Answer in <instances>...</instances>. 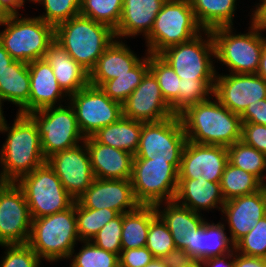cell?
I'll return each mask as SVG.
<instances>
[{
	"mask_svg": "<svg viewBox=\"0 0 266 267\" xmlns=\"http://www.w3.org/2000/svg\"><path fill=\"white\" fill-rule=\"evenodd\" d=\"M6 118L0 125V133L7 138L0 149V182H16L46 162L37 125L28 114H16L9 127Z\"/></svg>",
	"mask_w": 266,
	"mask_h": 267,
	"instance_id": "cell-1",
	"label": "cell"
},
{
	"mask_svg": "<svg viewBox=\"0 0 266 267\" xmlns=\"http://www.w3.org/2000/svg\"><path fill=\"white\" fill-rule=\"evenodd\" d=\"M213 98L191 105L179 114L185 135L193 143L231 146L242 138V120Z\"/></svg>",
	"mask_w": 266,
	"mask_h": 267,
	"instance_id": "cell-2",
	"label": "cell"
},
{
	"mask_svg": "<svg viewBox=\"0 0 266 267\" xmlns=\"http://www.w3.org/2000/svg\"><path fill=\"white\" fill-rule=\"evenodd\" d=\"M115 39L110 26L81 15L55 26L54 40L89 73Z\"/></svg>",
	"mask_w": 266,
	"mask_h": 267,
	"instance_id": "cell-3",
	"label": "cell"
},
{
	"mask_svg": "<svg viewBox=\"0 0 266 267\" xmlns=\"http://www.w3.org/2000/svg\"><path fill=\"white\" fill-rule=\"evenodd\" d=\"M80 242L77 231L76 201L66 210L32 219L27 244L42 260H69Z\"/></svg>",
	"mask_w": 266,
	"mask_h": 267,
	"instance_id": "cell-4",
	"label": "cell"
},
{
	"mask_svg": "<svg viewBox=\"0 0 266 267\" xmlns=\"http://www.w3.org/2000/svg\"><path fill=\"white\" fill-rule=\"evenodd\" d=\"M247 33H235L233 26L210 30L215 49V60L234 74H256L265 41L266 29L250 23ZM234 31V32H233Z\"/></svg>",
	"mask_w": 266,
	"mask_h": 267,
	"instance_id": "cell-5",
	"label": "cell"
},
{
	"mask_svg": "<svg viewBox=\"0 0 266 267\" xmlns=\"http://www.w3.org/2000/svg\"><path fill=\"white\" fill-rule=\"evenodd\" d=\"M20 16V17H19ZM11 15L0 26V43L14 60L30 63L42 59L55 39V27L39 17Z\"/></svg>",
	"mask_w": 266,
	"mask_h": 267,
	"instance_id": "cell-6",
	"label": "cell"
},
{
	"mask_svg": "<svg viewBox=\"0 0 266 267\" xmlns=\"http://www.w3.org/2000/svg\"><path fill=\"white\" fill-rule=\"evenodd\" d=\"M202 31L190 0H166L144 39L147 48L145 52L159 55L166 48L189 41Z\"/></svg>",
	"mask_w": 266,
	"mask_h": 267,
	"instance_id": "cell-7",
	"label": "cell"
},
{
	"mask_svg": "<svg viewBox=\"0 0 266 267\" xmlns=\"http://www.w3.org/2000/svg\"><path fill=\"white\" fill-rule=\"evenodd\" d=\"M16 184L24 193L31 219L66 210L75 202L47 161L20 177Z\"/></svg>",
	"mask_w": 266,
	"mask_h": 267,
	"instance_id": "cell-8",
	"label": "cell"
},
{
	"mask_svg": "<svg viewBox=\"0 0 266 267\" xmlns=\"http://www.w3.org/2000/svg\"><path fill=\"white\" fill-rule=\"evenodd\" d=\"M159 56L173 68L180 79L215 80L216 78L217 70L213 62L214 42L209 30H203L189 41L166 48Z\"/></svg>",
	"mask_w": 266,
	"mask_h": 267,
	"instance_id": "cell-9",
	"label": "cell"
},
{
	"mask_svg": "<svg viewBox=\"0 0 266 267\" xmlns=\"http://www.w3.org/2000/svg\"><path fill=\"white\" fill-rule=\"evenodd\" d=\"M68 105V106H67ZM35 122L45 159L85 141L70 104L47 107L28 114Z\"/></svg>",
	"mask_w": 266,
	"mask_h": 267,
	"instance_id": "cell-10",
	"label": "cell"
},
{
	"mask_svg": "<svg viewBox=\"0 0 266 267\" xmlns=\"http://www.w3.org/2000/svg\"><path fill=\"white\" fill-rule=\"evenodd\" d=\"M186 142L187 137L179 115L160 122H143L138 149L133 159L167 161L179 171Z\"/></svg>",
	"mask_w": 266,
	"mask_h": 267,
	"instance_id": "cell-11",
	"label": "cell"
},
{
	"mask_svg": "<svg viewBox=\"0 0 266 267\" xmlns=\"http://www.w3.org/2000/svg\"><path fill=\"white\" fill-rule=\"evenodd\" d=\"M131 184L140 205L174 201L178 186V170L167 161L133 159Z\"/></svg>",
	"mask_w": 266,
	"mask_h": 267,
	"instance_id": "cell-12",
	"label": "cell"
},
{
	"mask_svg": "<svg viewBox=\"0 0 266 267\" xmlns=\"http://www.w3.org/2000/svg\"><path fill=\"white\" fill-rule=\"evenodd\" d=\"M78 127L84 137L115 123L123 116L122 103L110 99L99 87L88 84L69 96Z\"/></svg>",
	"mask_w": 266,
	"mask_h": 267,
	"instance_id": "cell-13",
	"label": "cell"
},
{
	"mask_svg": "<svg viewBox=\"0 0 266 267\" xmlns=\"http://www.w3.org/2000/svg\"><path fill=\"white\" fill-rule=\"evenodd\" d=\"M32 219L16 182H0V245L27 244Z\"/></svg>",
	"mask_w": 266,
	"mask_h": 267,
	"instance_id": "cell-14",
	"label": "cell"
},
{
	"mask_svg": "<svg viewBox=\"0 0 266 267\" xmlns=\"http://www.w3.org/2000/svg\"><path fill=\"white\" fill-rule=\"evenodd\" d=\"M218 73L213 96L231 112L241 115L249 105L266 99V81L259 75Z\"/></svg>",
	"mask_w": 266,
	"mask_h": 267,
	"instance_id": "cell-15",
	"label": "cell"
},
{
	"mask_svg": "<svg viewBox=\"0 0 266 267\" xmlns=\"http://www.w3.org/2000/svg\"><path fill=\"white\" fill-rule=\"evenodd\" d=\"M46 161L54 169L63 187L75 201L95 179L85 142L57 152Z\"/></svg>",
	"mask_w": 266,
	"mask_h": 267,
	"instance_id": "cell-16",
	"label": "cell"
},
{
	"mask_svg": "<svg viewBox=\"0 0 266 267\" xmlns=\"http://www.w3.org/2000/svg\"><path fill=\"white\" fill-rule=\"evenodd\" d=\"M227 162V147L187 140L181 156L178 179L220 182Z\"/></svg>",
	"mask_w": 266,
	"mask_h": 267,
	"instance_id": "cell-17",
	"label": "cell"
},
{
	"mask_svg": "<svg viewBox=\"0 0 266 267\" xmlns=\"http://www.w3.org/2000/svg\"><path fill=\"white\" fill-rule=\"evenodd\" d=\"M122 109L124 117L144 123L160 122L174 116L171 107L161 94L156 77L150 70L122 103Z\"/></svg>",
	"mask_w": 266,
	"mask_h": 267,
	"instance_id": "cell-18",
	"label": "cell"
},
{
	"mask_svg": "<svg viewBox=\"0 0 266 267\" xmlns=\"http://www.w3.org/2000/svg\"><path fill=\"white\" fill-rule=\"evenodd\" d=\"M76 201L85 208H107L119 214L133 211L140 205L135 199L130 179L95 178Z\"/></svg>",
	"mask_w": 266,
	"mask_h": 267,
	"instance_id": "cell-19",
	"label": "cell"
},
{
	"mask_svg": "<svg viewBox=\"0 0 266 267\" xmlns=\"http://www.w3.org/2000/svg\"><path fill=\"white\" fill-rule=\"evenodd\" d=\"M221 213L224 217L221 220L227 221L229 237L235 245L255 227L258 220L266 216V193L261 189L253 194L225 201Z\"/></svg>",
	"mask_w": 266,
	"mask_h": 267,
	"instance_id": "cell-20",
	"label": "cell"
},
{
	"mask_svg": "<svg viewBox=\"0 0 266 267\" xmlns=\"http://www.w3.org/2000/svg\"><path fill=\"white\" fill-rule=\"evenodd\" d=\"M155 208L157 214L166 223L175 247L185 250L192 258L195 232L204 224L206 219L201 213L194 212L175 201L156 204Z\"/></svg>",
	"mask_w": 266,
	"mask_h": 267,
	"instance_id": "cell-21",
	"label": "cell"
},
{
	"mask_svg": "<svg viewBox=\"0 0 266 267\" xmlns=\"http://www.w3.org/2000/svg\"><path fill=\"white\" fill-rule=\"evenodd\" d=\"M28 68L30 75L29 113L47 107L61 106L63 101H69V96L60 87L52 67L45 58L31 61L28 63ZM64 97L67 99L65 100Z\"/></svg>",
	"mask_w": 266,
	"mask_h": 267,
	"instance_id": "cell-22",
	"label": "cell"
},
{
	"mask_svg": "<svg viewBox=\"0 0 266 267\" xmlns=\"http://www.w3.org/2000/svg\"><path fill=\"white\" fill-rule=\"evenodd\" d=\"M95 178L131 179L133 157L131 153L99 143L93 136L85 141Z\"/></svg>",
	"mask_w": 266,
	"mask_h": 267,
	"instance_id": "cell-23",
	"label": "cell"
},
{
	"mask_svg": "<svg viewBox=\"0 0 266 267\" xmlns=\"http://www.w3.org/2000/svg\"><path fill=\"white\" fill-rule=\"evenodd\" d=\"M166 0H123L118 27L114 30L118 40L150 33L154 20Z\"/></svg>",
	"mask_w": 266,
	"mask_h": 267,
	"instance_id": "cell-24",
	"label": "cell"
},
{
	"mask_svg": "<svg viewBox=\"0 0 266 267\" xmlns=\"http://www.w3.org/2000/svg\"><path fill=\"white\" fill-rule=\"evenodd\" d=\"M143 57H137V54L123 40L115 39L90 71L89 84L99 87L105 81L127 74Z\"/></svg>",
	"mask_w": 266,
	"mask_h": 267,
	"instance_id": "cell-25",
	"label": "cell"
},
{
	"mask_svg": "<svg viewBox=\"0 0 266 267\" xmlns=\"http://www.w3.org/2000/svg\"><path fill=\"white\" fill-rule=\"evenodd\" d=\"M174 201L197 213L214 208L222 210L225 203L220 182L198 179H178Z\"/></svg>",
	"mask_w": 266,
	"mask_h": 267,
	"instance_id": "cell-26",
	"label": "cell"
},
{
	"mask_svg": "<svg viewBox=\"0 0 266 267\" xmlns=\"http://www.w3.org/2000/svg\"><path fill=\"white\" fill-rule=\"evenodd\" d=\"M44 58L52 67L57 82L68 96L89 84V72L55 40L48 47Z\"/></svg>",
	"mask_w": 266,
	"mask_h": 267,
	"instance_id": "cell-27",
	"label": "cell"
},
{
	"mask_svg": "<svg viewBox=\"0 0 266 267\" xmlns=\"http://www.w3.org/2000/svg\"><path fill=\"white\" fill-rule=\"evenodd\" d=\"M30 75L28 63L15 60L0 75V104L6 101L19 107L18 113L29 114Z\"/></svg>",
	"mask_w": 266,
	"mask_h": 267,
	"instance_id": "cell-28",
	"label": "cell"
},
{
	"mask_svg": "<svg viewBox=\"0 0 266 267\" xmlns=\"http://www.w3.org/2000/svg\"><path fill=\"white\" fill-rule=\"evenodd\" d=\"M224 223H209L207 219L204 224L195 232L192 247L193 260H205L210 257H217L228 254L235 249L225 232Z\"/></svg>",
	"mask_w": 266,
	"mask_h": 267,
	"instance_id": "cell-29",
	"label": "cell"
},
{
	"mask_svg": "<svg viewBox=\"0 0 266 267\" xmlns=\"http://www.w3.org/2000/svg\"><path fill=\"white\" fill-rule=\"evenodd\" d=\"M142 126L143 122L122 116L115 123L100 128L92 136L99 143L135 155L139 145Z\"/></svg>",
	"mask_w": 266,
	"mask_h": 267,
	"instance_id": "cell-30",
	"label": "cell"
},
{
	"mask_svg": "<svg viewBox=\"0 0 266 267\" xmlns=\"http://www.w3.org/2000/svg\"><path fill=\"white\" fill-rule=\"evenodd\" d=\"M190 3L203 30L233 26L237 0H190Z\"/></svg>",
	"mask_w": 266,
	"mask_h": 267,
	"instance_id": "cell-31",
	"label": "cell"
},
{
	"mask_svg": "<svg viewBox=\"0 0 266 267\" xmlns=\"http://www.w3.org/2000/svg\"><path fill=\"white\" fill-rule=\"evenodd\" d=\"M156 215L153 205H139L135 210L123 214L122 250L146 246L150 222Z\"/></svg>",
	"mask_w": 266,
	"mask_h": 267,
	"instance_id": "cell-32",
	"label": "cell"
},
{
	"mask_svg": "<svg viewBox=\"0 0 266 267\" xmlns=\"http://www.w3.org/2000/svg\"><path fill=\"white\" fill-rule=\"evenodd\" d=\"M149 70L156 77L166 103L174 115H179L180 78L159 55L149 54Z\"/></svg>",
	"mask_w": 266,
	"mask_h": 267,
	"instance_id": "cell-33",
	"label": "cell"
},
{
	"mask_svg": "<svg viewBox=\"0 0 266 267\" xmlns=\"http://www.w3.org/2000/svg\"><path fill=\"white\" fill-rule=\"evenodd\" d=\"M225 201L261 190V181L251 173L227 162L220 181Z\"/></svg>",
	"mask_w": 266,
	"mask_h": 267,
	"instance_id": "cell-34",
	"label": "cell"
},
{
	"mask_svg": "<svg viewBox=\"0 0 266 267\" xmlns=\"http://www.w3.org/2000/svg\"><path fill=\"white\" fill-rule=\"evenodd\" d=\"M127 74L103 82L99 88L110 98L123 103L138 87L143 76L149 70V53Z\"/></svg>",
	"mask_w": 266,
	"mask_h": 267,
	"instance_id": "cell-35",
	"label": "cell"
},
{
	"mask_svg": "<svg viewBox=\"0 0 266 267\" xmlns=\"http://www.w3.org/2000/svg\"><path fill=\"white\" fill-rule=\"evenodd\" d=\"M227 153L230 164L253 174L260 181L263 180L264 171H266V154L246 145L241 140L228 146Z\"/></svg>",
	"mask_w": 266,
	"mask_h": 267,
	"instance_id": "cell-36",
	"label": "cell"
},
{
	"mask_svg": "<svg viewBox=\"0 0 266 267\" xmlns=\"http://www.w3.org/2000/svg\"><path fill=\"white\" fill-rule=\"evenodd\" d=\"M119 213L112 209H89L76 201L77 231L80 241L91 240L99 230Z\"/></svg>",
	"mask_w": 266,
	"mask_h": 267,
	"instance_id": "cell-37",
	"label": "cell"
},
{
	"mask_svg": "<svg viewBox=\"0 0 266 267\" xmlns=\"http://www.w3.org/2000/svg\"><path fill=\"white\" fill-rule=\"evenodd\" d=\"M123 0H82L80 15L104 23L113 30L118 27Z\"/></svg>",
	"mask_w": 266,
	"mask_h": 267,
	"instance_id": "cell-38",
	"label": "cell"
},
{
	"mask_svg": "<svg viewBox=\"0 0 266 267\" xmlns=\"http://www.w3.org/2000/svg\"><path fill=\"white\" fill-rule=\"evenodd\" d=\"M80 242L84 244L77 254L71 253L69 267H119L117 254L98 248L91 240Z\"/></svg>",
	"mask_w": 266,
	"mask_h": 267,
	"instance_id": "cell-39",
	"label": "cell"
},
{
	"mask_svg": "<svg viewBox=\"0 0 266 267\" xmlns=\"http://www.w3.org/2000/svg\"><path fill=\"white\" fill-rule=\"evenodd\" d=\"M215 80L180 79L179 114L187 107L213 98Z\"/></svg>",
	"mask_w": 266,
	"mask_h": 267,
	"instance_id": "cell-40",
	"label": "cell"
},
{
	"mask_svg": "<svg viewBox=\"0 0 266 267\" xmlns=\"http://www.w3.org/2000/svg\"><path fill=\"white\" fill-rule=\"evenodd\" d=\"M81 3L82 0H42L40 4L45 12L37 17L55 27L80 15Z\"/></svg>",
	"mask_w": 266,
	"mask_h": 267,
	"instance_id": "cell-41",
	"label": "cell"
},
{
	"mask_svg": "<svg viewBox=\"0 0 266 267\" xmlns=\"http://www.w3.org/2000/svg\"><path fill=\"white\" fill-rule=\"evenodd\" d=\"M146 247L155 258H161L176 248L166 223L158 214L150 222Z\"/></svg>",
	"mask_w": 266,
	"mask_h": 267,
	"instance_id": "cell-42",
	"label": "cell"
},
{
	"mask_svg": "<svg viewBox=\"0 0 266 267\" xmlns=\"http://www.w3.org/2000/svg\"><path fill=\"white\" fill-rule=\"evenodd\" d=\"M235 251L251 257L266 259V216L235 244Z\"/></svg>",
	"mask_w": 266,
	"mask_h": 267,
	"instance_id": "cell-43",
	"label": "cell"
},
{
	"mask_svg": "<svg viewBox=\"0 0 266 267\" xmlns=\"http://www.w3.org/2000/svg\"><path fill=\"white\" fill-rule=\"evenodd\" d=\"M6 248L0 267H40L39 256L28 244L0 245Z\"/></svg>",
	"mask_w": 266,
	"mask_h": 267,
	"instance_id": "cell-44",
	"label": "cell"
},
{
	"mask_svg": "<svg viewBox=\"0 0 266 267\" xmlns=\"http://www.w3.org/2000/svg\"><path fill=\"white\" fill-rule=\"evenodd\" d=\"M123 225V214L105 224L91 241L101 249L112 252L120 256L121 253V235Z\"/></svg>",
	"mask_w": 266,
	"mask_h": 267,
	"instance_id": "cell-45",
	"label": "cell"
},
{
	"mask_svg": "<svg viewBox=\"0 0 266 267\" xmlns=\"http://www.w3.org/2000/svg\"><path fill=\"white\" fill-rule=\"evenodd\" d=\"M241 141L266 154V126L242 122Z\"/></svg>",
	"mask_w": 266,
	"mask_h": 267,
	"instance_id": "cell-46",
	"label": "cell"
},
{
	"mask_svg": "<svg viewBox=\"0 0 266 267\" xmlns=\"http://www.w3.org/2000/svg\"><path fill=\"white\" fill-rule=\"evenodd\" d=\"M154 258L155 257L146 246L121 250L119 256V267H145Z\"/></svg>",
	"mask_w": 266,
	"mask_h": 267,
	"instance_id": "cell-47",
	"label": "cell"
},
{
	"mask_svg": "<svg viewBox=\"0 0 266 267\" xmlns=\"http://www.w3.org/2000/svg\"><path fill=\"white\" fill-rule=\"evenodd\" d=\"M242 122H250L266 126V99L258 100L249 105L240 115Z\"/></svg>",
	"mask_w": 266,
	"mask_h": 267,
	"instance_id": "cell-48",
	"label": "cell"
},
{
	"mask_svg": "<svg viewBox=\"0 0 266 267\" xmlns=\"http://www.w3.org/2000/svg\"><path fill=\"white\" fill-rule=\"evenodd\" d=\"M166 267H185L193 261L183 249L175 248L160 258Z\"/></svg>",
	"mask_w": 266,
	"mask_h": 267,
	"instance_id": "cell-49",
	"label": "cell"
},
{
	"mask_svg": "<svg viewBox=\"0 0 266 267\" xmlns=\"http://www.w3.org/2000/svg\"><path fill=\"white\" fill-rule=\"evenodd\" d=\"M234 267H266V259L245 256L234 249Z\"/></svg>",
	"mask_w": 266,
	"mask_h": 267,
	"instance_id": "cell-50",
	"label": "cell"
},
{
	"mask_svg": "<svg viewBox=\"0 0 266 267\" xmlns=\"http://www.w3.org/2000/svg\"><path fill=\"white\" fill-rule=\"evenodd\" d=\"M202 267H234V250L228 254L201 261Z\"/></svg>",
	"mask_w": 266,
	"mask_h": 267,
	"instance_id": "cell-51",
	"label": "cell"
},
{
	"mask_svg": "<svg viewBox=\"0 0 266 267\" xmlns=\"http://www.w3.org/2000/svg\"><path fill=\"white\" fill-rule=\"evenodd\" d=\"M255 8L251 12V21L253 24L266 29V0H260L254 4Z\"/></svg>",
	"mask_w": 266,
	"mask_h": 267,
	"instance_id": "cell-52",
	"label": "cell"
},
{
	"mask_svg": "<svg viewBox=\"0 0 266 267\" xmlns=\"http://www.w3.org/2000/svg\"><path fill=\"white\" fill-rule=\"evenodd\" d=\"M15 60L10 54L3 48L0 43V75L7 69V66L12 64Z\"/></svg>",
	"mask_w": 266,
	"mask_h": 267,
	"instance_id": "cell-53",
	"label": "cell"
},
{
	"mask_svg": "<svg viewBox=\"0 0 266 267\" xmlns=\"http://www.w3.org/2000/svg\"><path fill=\"white\" fill-rule=\"evenodd\" d=\"M256 74L266 81V37L261 52L259 68Z\"/></svg>",
	"mask_w": 266,
	"mask_h": 267,
	"instance_id": "cell-54",
	"label": "cell"
},
{
	"mask_svg": "<svg viewBox=\"0 0 266 267\" xmlns=\"http://www.w3.org/2000/svg\"><path fill=\"white\" fill-rule=\"evenodd\" d=\"M3 7L11 14V15H20L19 10V1L18 0H0Z\"/></svg>",
	"mask_w": 266,
	"mask_h": 267,
	"instance_id": "cell-55",
	"label": "cell"
},
{
	"mask_svg": "<svg viewBox=\"0 0 266 267\" xmlns=\"http://www.w3.org/2000/svg\"><path fill=\"white\" fill-rule=\"evenodd\" d=\"M10 16L11 14L3 7V5L0 2V24L3 23Z\"/></svg>",
	"mask_w": 266,
	"mask_h": 267,
	"instance_id": "cell-56",
	"label": "cell"
},
{
	"mask_svg": "<svg viewBox=\"0 0 266 267\" xmlns=\"http://www.w3.org/2000/svg\"><path fill=\"white\" fill-rule=\"evenodd\" d=\"M145 267H166L160 258H154L149 264Z\"/></svg>",
	"mask_w": 266,
	"mask_h": 267,
	"instance_id": "cell-57",
	"label": "cell"
},
{
	"mask_svg": "<svg viewBox=\"0 0 266 267\" xmlns=\"http://www.w3.org/2000/svg\"><path fill=\"white\" fill-rule=\"evenodd\" d=\"M19 1V10L22 8V7H24L25 5V2L26 1H28V2H32V4L34 3V4H38L39 3V5H40V3H41V1L42 0H18Z\"/></svg>",
	"mask_w": 266,
	"mask_h": 267,
	"instance_id": "cell-58",
	"label": "cell"
},
{
	"mask_svg": "<svg viewBox=\"0 0 266 267\" xmlns=\"http://www.w3.org/2000/svg\"><path fill=\"white\" fill-rule=\"evenodd\" d=\"M185 267H202L201 261L199 260H193L191 263H189Z\"/></svg>",
	"mask_w": 266,
	"mask_h": 267,
	"instance_id": "cell-59",
	"label": "cell"
},
{
	"mask_svg": "<svg viewBox=\"0 0 266 267\" xmlns=\"http://www.w3.org/2000/svg\"><path fill=\"white\" fill-rule=\"evenodd\" d=\"M265 179H266V176H264L263 180L261 181V189L266 193V180Z\"/></svg>",
	"mask_w": 266,
	"mask_h": 267,
	"instance_id": "cell-60",
	"label": "cell"
},
{
	"mask_svg": "<svg viewBox=\"0 0 266 267\" xmlns=\"http://www.w3.org/2000/svg\"><path fill=\"white\" fill-rule=\"evenodd\" d=\"M4 118H5L4 117V111H3V108L0 104V125H1V122L3 121Z\"/></svg>",
	"mask_w": 266,
	"mask_h": 267,
	"instance_id": "cell-61",
	"label": "cell"
}]
</instances>
